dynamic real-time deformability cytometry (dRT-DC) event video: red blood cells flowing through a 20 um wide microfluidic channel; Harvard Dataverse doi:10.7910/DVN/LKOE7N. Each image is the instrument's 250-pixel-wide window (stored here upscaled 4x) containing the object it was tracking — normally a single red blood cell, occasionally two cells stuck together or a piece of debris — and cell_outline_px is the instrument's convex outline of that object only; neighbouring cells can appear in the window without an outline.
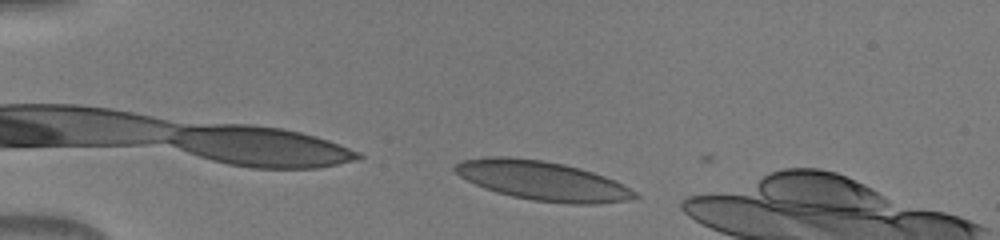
{"species": "human", "species_latin": "Homo sapiens", "temperature_condition": "warm", "stored_images_in_passage": 38, "camera_frame_rate_fps": 3000, "um_per_image_px": 0.085, "donor": {"sex": "male"}, "frame": {"image": 1, "passage_image": 3, "time_ms": 0.667, "image_size_px": [1000, 240], "cell_outline_px": [[640, 196], [628, 200], [600, 204], [572, 204], [532, 200], [512, 196], [496, 192], [484, 188], [460, 176], [452, 168], [460, 160], [484, 156], [508, 156], [540, 160], [564, 164], [580, 168], [604, 176], [636, 192]], "centroid_in_image_um": [46.07, 15.35], "position_along_channel_um": 38.9, "area_um2": 40.98}}
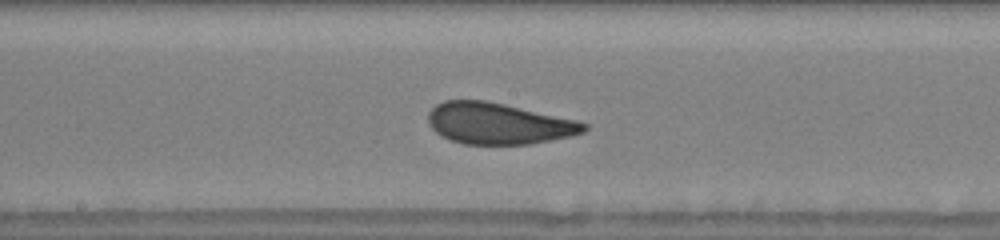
{"frame": {"image": 2, "passage_image": 19, "time_ms": 6.0, "image_size_px": [1000, 240], "cell_outline_px": [[588, 128], [584, 132], [572, 136], [532, 144], [464, 144], [440, 136], [428, 124], [428, 112], [436, 104], [444, 100], [484, 100], [504, 104], [576, 120], [588, 124]], "centroid_in_image_um": [42.36, 10.5], "position_along_channel_um": 205.8, "area_um2": 37.51}}
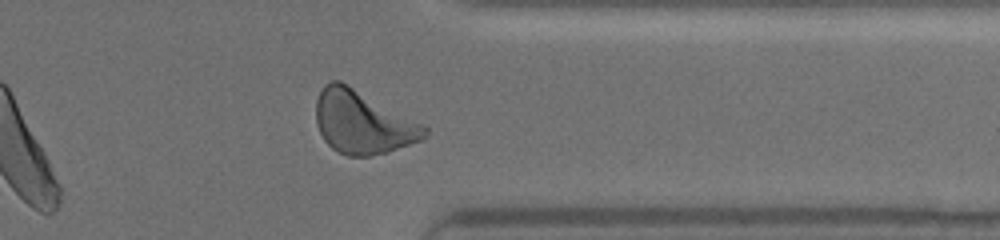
{"frame": {"image": 3, "passage_image": 32, "time_ms": 10.333, "image_size_px": [1000, 240], "cell_outline_px": [[428, 132], [424, 140], [388, 152], [368, 156], [348, 156], [332, 148], [324, 140], [316, 124], [316, 100], [324, 84], [332, 80], [340, 80], [348, 84], [424, 124], [428, 128]], "centroid_in_image_um": [30.85, 10.39], "position_along_channel_um": 380.5, "area_um2": 40.06}}